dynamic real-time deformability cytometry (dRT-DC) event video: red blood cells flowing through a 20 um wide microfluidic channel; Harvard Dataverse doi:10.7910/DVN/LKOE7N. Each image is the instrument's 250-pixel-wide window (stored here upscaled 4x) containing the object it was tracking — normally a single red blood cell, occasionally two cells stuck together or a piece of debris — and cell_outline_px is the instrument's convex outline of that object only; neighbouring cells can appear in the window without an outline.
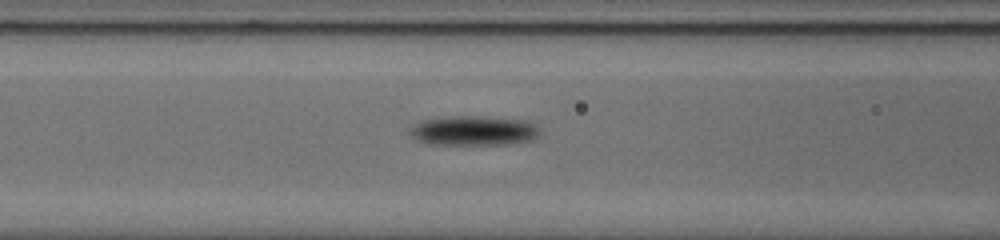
{"species": "common noctule bat (a hibernating species)", "species_latin": "Nyctalus noctula", "temperature_condition": "cold", "stored_images_in_passage": 29, "camera_frame_rate_fps": 3000, "um_per_image_px": 0.085, "animal": {"sex": "male", "body_mass_g": 20.0, "forearm_length_mm": 53.3}, "frame": {"image": 1, "passage_image": 6, "time_ms": 1.667, "image_size_px": [1000, 240], "cell_outline_px": [[540, 132], [536, 136], [528, 140], [508, 144], [436, 144], [420, 140], [412, 136], [408, 132], [420, 120], [436, 116], [480, 116], [524, 120], [540, 128]], "centroid_in_image_um": [40.23, 11.08], "position_along_channel_um": 126.4, "area_um2": 22.25}}
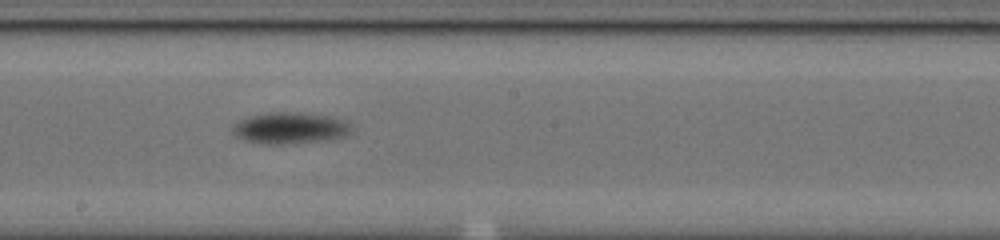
{"frame": {"image": 2, "passage_image": 14, "time_ms": 4.333, "image_size_px": [1000, 240], "cell_outline_px": [[356, 128], [352, 132], [344, 136], [324, 140], [280, 144], [268, 144], [248, 140], [240, 136], [232, 128], [240, 120], [252, 116], [268, 112], [300, 112], [328, 116], [344, 120], [352, 124]], "centroid_in_image_um": [24.78, 10.86], "position_along_channel_um": 223.4, "area_um2": 21.33}}
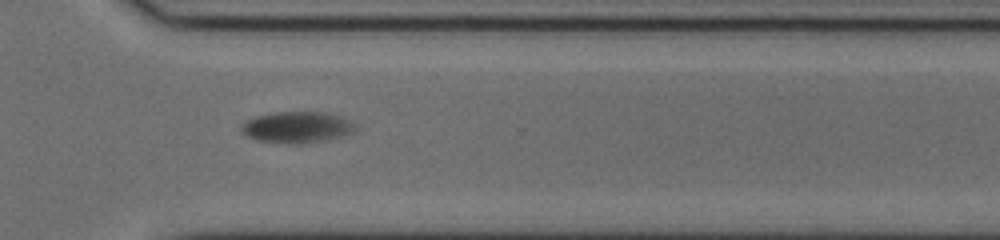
{"frame": {"image": 3, "passage_image": 24, "time_ms": 7.667, "image_size_px": [1000, 240], "cell_outline_px": [[356, 128], [340, 136], [324, 140], [296, 144], [292, 144], [260, 140], [248, 136], [240, 132], [240, 128], [248, 120], [256, 116], [280, 112], [324, 112], [344, 116]], "centroid_in_image_um": [25.22, 10.8], "position_along_channel_um": 345.4, "area_um2": 20.23}}